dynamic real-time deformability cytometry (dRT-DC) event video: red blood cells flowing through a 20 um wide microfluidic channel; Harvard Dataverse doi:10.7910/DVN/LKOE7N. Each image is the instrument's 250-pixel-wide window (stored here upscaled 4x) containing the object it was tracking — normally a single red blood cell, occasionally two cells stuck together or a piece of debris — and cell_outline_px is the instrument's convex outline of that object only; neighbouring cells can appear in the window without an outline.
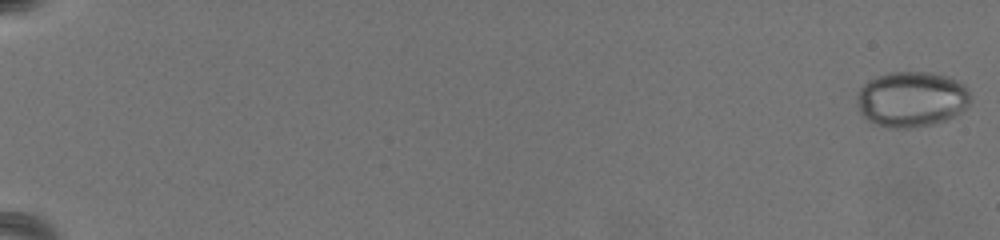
{"species": "common noctule bat (a hibernating species)", "species_latin": "Nyctalus noctula", "temperature_condition": "warm", "stored_images_in_passage": 71, "camera_frame_rate_fps": 3000, "um_per_image_px": 0.085, "animal": {"sex": "female", "body_mass_g": 19.5, "forearm_length_mm": 54.1}, "frame": {"image": 1, "passage_image": 1, "time_ms": 0.0, "image_size_px": [1000, 240], "cell_outline_px": [[968, 104], [960, 112], [944, 120], [932, 124], [908, 128], [888, 128], [876, 124], [868, 120], [860, 112], [860, 88], [864, 84], [876, 76], [888, 72], [932, 72], [948, 76], [960, 84], [968, 92]], "centroid_in_image_um": [77.46, 8.43], "position_along_channel_um": 7.5, "area_um2": 35.95}}
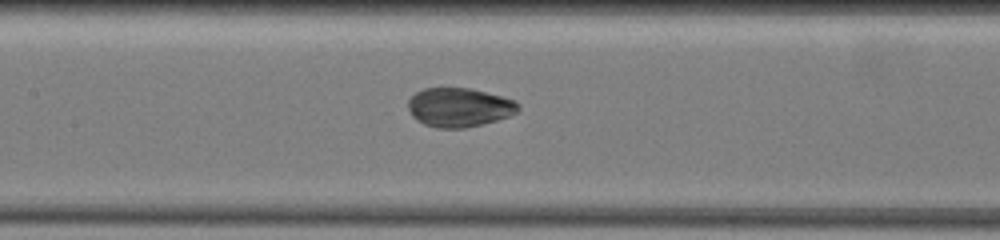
{"frame": {"image": 2, "passage_image": 38, "time_ms": 12.333, "image_size_px": [1000, 240], "cell_outline_px": [[520, 108], [516, 112], [508, 116], [496, 120], [464, 128], [436, 128], [424, 124], [416, 120], [412, 116], [408, 108], [408, 100], [416, 92], [424, 88], [468, 88], [516, 100], [520, 104]], "centroid_in_image_um": [39.01, 9.13], "position_along_channel_um": 168.4, "area_um2": 24.91}}
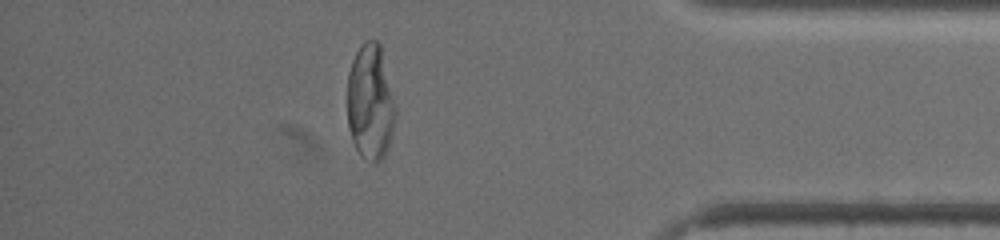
{"frame": {"image": 3, "passage_image": 63, "time_ms": 20.667, "image_size_px": [1000, 240], "cell_outline_px": [[396, 116], [388, 148], [384, 156], [380, 160], [372, 164], [364, 160], [360, 156], [352, 140], [348, 128], [348, 72], [352, 60], [356, 52], [364, 40], [376, 40], [380, 44], [396, 108]], "centroid_in_image_um": [31.47, 8.73], "position_along_channel_um": 403.7, "area_um2": 32.66}}